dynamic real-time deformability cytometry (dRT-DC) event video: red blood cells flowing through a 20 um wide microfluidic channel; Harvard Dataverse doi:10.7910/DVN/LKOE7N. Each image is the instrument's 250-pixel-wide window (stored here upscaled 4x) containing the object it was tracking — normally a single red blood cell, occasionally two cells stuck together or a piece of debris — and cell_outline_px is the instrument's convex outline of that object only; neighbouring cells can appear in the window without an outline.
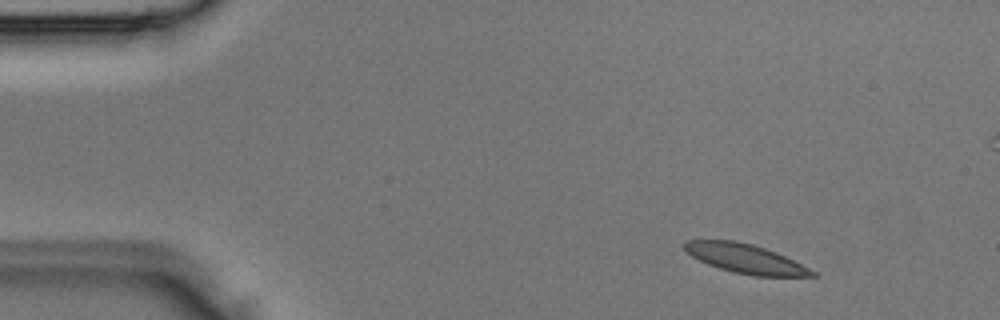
{"species": "Egyptian fruit bat (a non-hibernating species)", "species_latin": "Rousettus aegyptiacus", "temperature_condition": "room temperature", "stored_images_in_passage": 3, "camera_frame_rate_fps": 3000, "um_per_image_px": 0.085, "animal": {"sex": "male"}, "frame": {"image": 1, "passage_image": 1, "time_ms": 0.0, "image_size_px": [1000, 320], "cell_outline_px": [[816, 276], [752, 276], [732, 272], [708, 264], [692, 256], [680, 244], [684, 240], [736, 240], [752, 244], [776, 252], [816, 272]], "centroid_in_image_um": [63.3, 21.97], "position_along_channel_um": 21.7, "area_um2": 21.56}}